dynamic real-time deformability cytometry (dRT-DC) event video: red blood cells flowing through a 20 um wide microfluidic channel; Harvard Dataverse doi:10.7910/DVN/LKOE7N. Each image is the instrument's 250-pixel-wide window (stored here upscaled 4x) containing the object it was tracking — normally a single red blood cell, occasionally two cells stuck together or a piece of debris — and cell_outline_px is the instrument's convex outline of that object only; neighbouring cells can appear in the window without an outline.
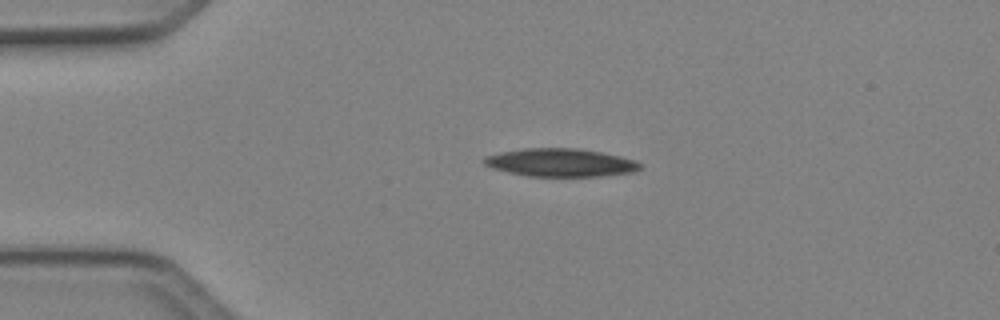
{"species": "Egyptian fruit bat (a non-hibernating species)", "species_latin": "Rousettus aegyptiacus", "temperature_condition": "cold", "stored_images_in_passage": 2, "camera_frame_rate_fps": 3000, "um_per_image_px": 0.085, "animal": {"sex": "female"}, "frame": {"image": 1, "passage_image": 1, "time_ms": 0.0, "image_size_px": [1000, 320], "cell_outline_px": [[644, 164], [636, 172], [600, 176], [528, 176], [508, 172], [492, 168], [484, 164], [480, 160], [484, 156], [500, 152], [524, 148], [576, 148], [600, 152], [620, 156], [636, 160]], "centroid_in_image_um": [47.64, 13.82], "position_along_channel_um": 37.4, "area_um2": 25.72}}